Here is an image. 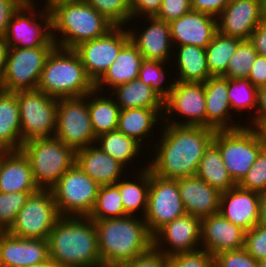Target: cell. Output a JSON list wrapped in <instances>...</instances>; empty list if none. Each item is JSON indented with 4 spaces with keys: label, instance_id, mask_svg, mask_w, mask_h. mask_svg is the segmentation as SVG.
I'll list each match as a JSON object with an SVG mask.
<instances>
[{
    "label": "cell",
    "instance_id": "cell-1",
    "mask_svg": "<svg viewBox=\"0 0 266 267\" xmlns=\"http://www.w3.org/2000/svg\"><path fill=\"white\" fill-rule=\"evenodd\" d=\"M163 129L160 144L156 143L155 157L147 165L151 172L164 179L196 175L200 160L213 142L216 130L168 123Z\"/></svg>",
    "mask_w": 266,
    "mask_h": 267
},
{
    "label": "cell",
    "instance_id": "cell-2",
    "mask_svg": "<svg viewBox=\"0 0 266 267\" xmlns=\"http://www.w3.org/2000/svg\"><path fill=\"white\" fill-rule=\"evenodd\" d=\"M49 258L59 267H99L101 257L94 220L61 216L48 238Z\"/></svg>",
    "mask_w": 266,
    "mask_h": 267
},
{
    "label": "cell",
    "instance_id": "cell-3",
    "mask_svg": "<svg viewBox=\"0 0 266 267\" xmlns=\"http://www.w3.org/2000/svg\"><path fill=\"white\" fill-rule=\"evenodd\" d=\"M102 264H121L132 261L153 246V236L144 218L124 216L94 220Z\"/></svg>",
    "mask_w": 266,
    "mask_h": 267
},
{
    "label": "cell",
    "instance_id": "cell-4",
    "mask_svg": "<svg viewBox=\"0 0 266 267\" xmlns=\"http://www.w3.org/2000/svg\"><path fill=\"white\" fill-rule=\"evenodd\" d=\"M48 8L52 38L60 48L74 49L82 42L99 38L114 26L85 0H59Z\"/></svg>",
    "mask_w": 266,
    "mask_h": 267
},
{
    "label": "cell",
    "instance_id": "cell-5",
    "mask_svg": "<svg viewBox=\"0 0 266 267\" xmlns=\"http://www.w3.org/2000/svg\"><path fill=\"white\" fill-rule=\"evenodd\" d=\"M36 89L63 99L86 96L95 89V84L73 49L56 46L46 60Z\"/></svg>",
    "mask_w": 266,
    "mask_h": 267
},
{
    "label": "cell",
    "instance_id": "cell-6",
    "mask_svg": "<svg viewBox=\"0 0 266 267\" xmlns=\"http://www.w3.org/2000/svg\"><path fill=\"white\" fill-rule=\"evenodd\" d=\"M20 150L28 158L41 189H50L76 163V151L55 136L28 140Z\"/></svg>",
    "mask_w": 266,
    "mask_h": 267
},
{
    "label": "cell",
    "instance_id": "cell-7",
    "mask_svg": "<svg viewBox=\"0 0 266 267\" xmlns=\"http://www.w3.org/2000/svg\"><path fill=\"white\" fill-rule=\"evenodd\" d=\"M213 143L219 148L224 165L236 184L243 179L265 147L258 129L251 125L216 130Z\"/></svg>",
    "mask_w": 266,
    "mask_h": 267
},
{
    "label": "cell",
    "instance_id": "cell-8",
    "mask_svg": "<svg viewBox=\"0 0 266 267\" xmlns=\"http://www.w3.org/2000/svg\"><path fill=\"white\" fill-rule=\"evenodd\" d=\"M100 185L75 163L50 188L61 216L89 217Z\"/></svg>",
    "mask_w": 266,
    "mask_h": 267
},
{
    "label": "cell",
    "instance_id": "cell-9",
    "mask_svg": "<svg viewBox=\"0 0 266 267\" xmlns=\"http://www.w3.org/2000/svg\"><path fill=\"white\" fill-rule=\"evenodd\" d=\"M24 142L55 135L58 99L38 89L16 91Z\"/></svg>",
    "mask_w": 266,
    "mask_h": 267
},
{
    "label": "cell",
    "instance_id": "cell-10",
    "mask_svg": "<svg viewBox=\"0 0 266 267\" xmlns=\"http://www.w3.org/2000/svg\"><path fill=\"white\" fill-rule=\"evenodd\" d=\"M55 47L9 48L0 90L16 92L36 89L46 60Z\"/></svg>",
    "mask_w": 266,
    "mask_h": 267
},
{
    "label": "cell",
    "instance_id": "cell-11",
    "mask_svg": "<svg viewBox=\"0 0 266 267\" xmlns=\"http://www.w3.org/2000/svg\"><path fill=\"white\" fill-rule=\"evenodd\" d=\"M61 215L51 189H39L30 194L7 231L19 238L46 239Z\"/></svg>",
    "mask_w": 266,
    "mask_h": 267
},
{
    "label": "cell",
    "instance_id": "cell-12",
    "mask_svg": "<svg viewBox=\"0 0 266 267\" xmlns=\"http://www.w3.org/2000/svg\"><path fill=\"white\" fill-rule=\"evenodd\" d=\"M34 5H36L34 2L23 3L13 14L4 36L9 48L56 46L52 38L51 14L49 8L44 6L43 11L38 10V15L35 14ZM26 13H28V15ZM39 18H42V21H37Z\"/></svg>",
    "mask_w": 266,
    "mask_h": 267
},
{
    "label": "cell",
    "instance_id": "cell-13",
    "mask_svg": "<svg viewBox=\"0 0 266 267\" xmlns=\"http://www.w3.org/2000/svg\"><path fill=\"white\" fill-rule=\"evenodd\" d=\"M54 136L75 151L96 144L97 137L91 126L88 109V94L58 99Z\"/></svg>",
    "mask_w": 266,
    "mask_h": 267
},
{
    "label": "cell",
    "instance_id": "cell-14",
    "mask_svg": "<svg viewBox=\"0 0 266 267\" xmlns=\"http://www.w3.org/2000/svg\"><path fill=\"white\" fill-rule=\"evenodd\" d=\"M186 214L177 179H164L150 170L147 211L144 221L154 236L162 227Z\"/></svg>",
    "mask_w": 266,
    "mask_h": 267
},
{
    "label": "cell",
    "instance_id": "cell-15",
    "mask_svg": "<svg viewBox=\"0 0 266 267\" xmlns=\"http://www.w3.org/2000/svg\"><path fill=\"white\" fill-rule=\"evenodd\" d=\"M129 40L130 36L126 27L113 26L104 35L82 42L73 50L79 56L87 75L95 84L113 64L119 51Z\"/></svg>",
    "mask_w": 266,
    "mask_h": 267
},
{
    "label": "cell",
    "instance_id": "cell-16",
    "mask_svg": "<svg viewBox=\"0 0 266 267\" xmlns=\"http://www.w3.org/2000/svg\"><path fill=\"white\" fill-rule=\"evenodd\" d=\"M205 103L203 82L173 81L169 96L164 100L165 113L162 117L167 119L164 122L168 124L206 127ZM174 112L187 119L182 120L183 122L171 120Z\"/></svg>",
    "mask_w": 266,
    "mask_h": 267
},
{
    "label": "cell",
    "instance_id": "cell-17",
    "mask_svg": "<svg viewBox=\"0 0 266 267\" xmlns=\"http://www.w3.org/2000/svg\"><path fill=\"white\" fill-rule=\"evenodd\" d=\"M266 18V4L260 0H230L217 17L218 32L242 40Z\"/></svg>",
    "mask_w": 266,
    "mask_h": 267
},
{
    "label": "cell",
    "instance_id": "cell-18",
    "mask_svg": "<svg viewBox=\"0 0 266 267\" xmlns=\"http://www.w3.org/2000/svg\"><path fill=\"white\" fill-rule=\"evenodd\" d=\"M153 246L167 257L201 249V219L187 213L174 219L153 236Z\"/></svg>",
    "mask_w": 266,
    "mask_h": 267
},
{
    "label": "cell",
    "instance_id": "cell-19",
    "mask_svg": "<svg viewBox=\"0 0 266 267\" xmlns=\"http://www.w3.org/2000/svg\"><path fill=\"white\" fill-rule=\"evenodd\" d=\"M245 230L216 213L201 219V249L213 256L244 248Z\"/></svg>",
    "mask_w": 266,
    "mask_h": 267
},
{
    "label": "cell",
    "instance_id": "cell-20",
    "mask_svg": "<svg viewBox=\"0 0 266 267\" xmlns=\"http://www.w3.org/2000/svg\"><path fill=\"white\" fill-rule=\"evenodd\" d=\"M169 25L174 47L194 45L206 48L218 32L216 17L194 10L169 22Z\"/></svg>",
    "mask_w": 266,
    "mask_h": 267
},
{
    "label": "cell",
    "instance_id": "cell-21",
    "mask_svg": "<svg viewBox=\"0 0 266 267\" xmlns=\"http://www.w3.org/2000/svg\"><path fill=\"white\" fill-rule=\"evenodd\" d=\"M261 194L235 187L221 192L219 213L228 221L249 231L258 224Z\"/></svg>",
    "mask_w": 266,
    "mask_h": 267
},
{
    "label": "cell",
    "instance_id": "cell-22",
    "mask_svg": "<svg viewBox=\"0 0 266 267\" xmlns=\"http://www.w3.org/2000/svg\"><path fill=\"white\" fill-rule=\"evenodd\" d=\"M48 259L46 239L19 238L0 232V267H26Z\"/></svg>",
    "mask_w": 266,
    "mask_h": 267
},
{
    "label": "cell",
    "instance_id": "cell-23",
    "mask_svg": "<svg viewBox=\"0 0 266 267\" xmlns=\"http://www.w3.org/2000/svg\"><path fill=\"white\" fill-rule=\"evenodd\" d=\"M150 22L140 33H135L128 28L130 41L141 52L145 60L170 62V51L174 48L171 40L170 25L164 20L153 17H145ZM130 29V30H129Z\"/></svg>",
    "mask_w": 266,
    "mask_h": 267
},
{
    "label": "cell",
    "instance_id": "cell-24",
    "mask_svg": "<svg viewBox=\"0 0 266 267\" xmlns=\"http://www.w3.org/2000/svg\"><path fill=\"white\" fill-rule=\"evenodd\" d=\"M178 188L186 213L200 219L219 213L221 192L197 175L178 178Z\"/></svg>",
    "mask_w": 266,
    "mask_h": 267
},
{
    "label": "cell",
    "instance_id": "cell-25",
    "mask_svg": "<svg viewBox=\"0 0 266 267\" xmlns=\"http://www.w3.org/2000/svg\"><path fill=\"white\" fill-rule=\"evenodd\" d=\"M206 99V127L215 130L237 129L242 125L231 122L232 111L228 96V78L211 76L204 82ZM230 120V122H229ZM231 123V124H230ZM235 124V125H234Z\"/></svg>",
    "mask_w": 266,
    "mask_h": 267
},
{
    "label": "cell",
    "instance_id": "cell-26",
    "mask_svg": "<svg viewBox=\"0 0 266 267\" xmlns=\"http://www.w3.org/2000/svg\"><path fill=\"white\" fill-rule=\"evenodd\" d=\"M28 158L21 150L6 151L0 158V192H37Z\"/></svg>",
    "mask_w": 266,
    "mask_h": 267
},
{
    "label": "cell",
    "instance_id": "cell-27",
    "mask_svg": "<svg viewBox=\"0 0 266 267\" xmlns=\"http://www.w3.org/2000/svg\"><path fill=\"white\" fill-rule=\"evenodd\" d=\"M76 164L100 186L116 184L125 167L95 144L76 151Z\"/></svg>",
    "mask_w": 266,
    "mask_h": 267
},
{
    "label": "cell",
    "instance_id": "cell-28",
    "mask_svg": "<svg viewBox=\"0 0 266 267\" xmlns=\"http://www.w3.org/2000/svg\"><path fill=\"white\" fill-rule=\"evenodd\" d=\"M144 60L141 52L129 40L119 51L113 64L106 70L103 76L95 83V89L99 92L108 85L110 89L124 83H128L139 76V70Z\"/></svg>",
    "mask_w": 266,
    "mask_h": 267
},
{
    "label": "cell",
    "instance_id": "cell-29",
    "mask_svg": "<svg viewBox=\"0 0 266 267\" xmlns=\"http://www.w3.org/2000/svg\"><path fill=\"white\" fill-rule=\"evenodd\" d=\"M0 146L6 151L22 146L19 103L16 92L0 90Z\"/></svg>",
    "mask_w": 266,
    "mask_h": 267
},
{
    "label": "cell",
    "instance_id": "cell-30",
    "mask_svg": "<svg viewBox=\"0 0 266 267\" xmlns=\"http://www.w3.org/2000/svg\"><path fill=\"white\" fill-rule=\"evenodd\" d=\"M163 113L164 109H121L117 130L141 144L144 138L154 135L152 128L158 125L157 121L163 118Z\"/></svg>",
    "mask_w": 266,
    "mask_h": 267
},
{
    "label": "cell",
    "instance_id": "cell-31",
    "mask_svg": "<svg viewBox=\"0 0 266 267\" xmlns=\"http://www.w3.org/2000/svg\"><path fill=\"white\" fill-rule=\"evenodd\" d=\"M111 94L120 109H164V100L139 78L116 86Z\"/></svg>",
    "mask_w": 266,
    "mask_h": 267
},
{
    "label": "cell",
    "instance_id": "cell-32",
    "mask_svg": "<svg viewBox=\"0 0 266 267\" xmlns=\"http://www.w3.org/2000/svg\"><path fill=\"white\" fill-rule=\"evenodd\" d=\"M178 77L174 81L205 82L211 77L206 60L205 48L194 45L177 46Z\"/></svg>",
    "mask_w": 266,
    "mask_h": 267
},
{
    "label": "cell",
    "instance_id": "cell-33",
    "mask_svg": "<svg viewBox=\"0 0 266 267\" xmlns=\"http://www.w3.org/2000/svg\"><path fill=\"white\" fill-rule=\"evenodd\" d=\"M196 175L220 192L237 185L224 165L219 148L213 142L203 154Z\"/></svg>",
    "mask_w": 266,
    "mask_h": 267
},
{
    "label": "cell",
    "instance_id": "cell-34",
    "mask_svg": "<svg viewBox=\"0 0 266 267\" xmlns=\"http://www.w3.org/2000/svg\"><path fill=\"white\" fill-rule=\"evenodd\" d=\"M97 92L94 89L88 94L91 126L96 137L103 133L117 130L121 110L116 101H114L113 96L111 98H109L110 96H98Z\"/></svg>",
    "mask_w": 266,
    "mask_h": 267
},
{
    "label": "cell",
    "instance_id": "cell-35",
    "mask_svg": "<svg viewBox=\"0 0 266 267\" xmlns=\"http://www.w3.org/2000/svg\"><path fill=\"white\" fill-rule=\"evenodd\" d=\"M140 170L141 173L137 172V181L139 182L135 180L128 181L127 179L124 180L122 178L116 183V185L119 187L124 212L129 216H135V212H137V210L138 212L139 210H142L141 213H143V217L147 211L148 190L150 185V168L144 166V169L142 168Z\"/></svg>",
    "mask_w": 266,
    "mask_h": 267
},
{
    "label": "cell",
    "instance_id": "cell-36",
    "mask_svg": "<svg viewBox=\"0 0 266 267\" xmlns=\"http://www.w3.org/2000/svg\"><path fill=\"white\" fill-rule=\"evenodd\" d=\"M96 142L105 153L123 164L125 168L128 162L138 157L144 146L118 130L99 135Z\"/></svg>",
    "mask_w": 266,
    "mask_h": 267
},
{
    "label": "cell",
    "instance_id": "cell-37",
    "mask_svg": "<svg viewBox=\"0 0 266 267\" xmlns=\"http://www.w3.org/2000/svg\"><path fill=\"white\" fill-rule=\"evenodd\" d=\"M242 39L229 37L217 32L205 48L206 60L211 76H223L226 73L231 56Z\"/></svg>",
    "mask_w": 266,
    "mask_h": 267
},
{
    "label": "cell",
    "instance_id": "cell-38",
    "mask_svg": "<svg viewBox=\"0 0 266 267\" xmlns=\"http://www.w3.org/2000/svg\"><path fill=\"white\" fill-rule=\"evenodd\" d=\"M124 212L119 187L116 184L101 185L93 211L89 215L92 220L121 218Z\"/></svg>",
    "mask_w": 266,
    "mask_h": 267
},
{
    "label": "cell",
    "instance_id": "cell-39",
    "mask_svg": "<svg viewBox=\"0 0 266 267\" xmlns=\"http://www.w3.org/2000/svg\"><path fill=\"white\" fill-rule=\"evenodd\" d=\"M257 55L258 53L252 42L249 39L242 40L231 56L223 77L228 79H247Z\"/></svg>",
    "mask_w": 266,
    "mask_h": 267
},
{
    "label": "cell",
    "instance_id": "cell-40",
    "mask_svg": "<svg viewBox=\"0 0 266 267\" xmlns=\"http://www.w3.org/2000/svg\"><path fill=\"white\" fill-rule=\"evenodd\" d=\"M228 96L234 112L257 109V88L248 79H228Z\"/></svg>",
    "mask_w": 266,
    "mask_h": 267
},
{
    "label": "cell",
    "instance_id": "cell-41",
    "mask_svg": "<svg viewBox=\"0 0 266 267\" xmlns=\"http://www.w3.org/2000/svg\"><path fill=\"white\" fill-rule=\"evenodd\" d=\"M114 26H124L132 19L131 0H85Z\"/></svg>",
    "mask_w": 266,
    "mask_h": 267
},
{
    "label": "cell",
    "instance_id": "cell-42",
    "mask_svg": "<svg viewBox=\"0 0 266 267\" xmlns=\"http://www.w3.org/2000/svg\"><path fill=\"white\" fill-rule=\"evenodd\" d=\"M166 62L143 60L139 70L138 78L145 84L150 86L163 100L170 93L171 83L169 86L162 84L165 79L164 65ZM163 65V66H162Z\"/></svg>",
    "mask_w": 266,
    "mask_h": 267
},
{
    "label": "cell",
    "instance_id": "cell-43",
    "mask_svg": "<svg viewBox=\"0 0 266 267\" xmlns=\"http://www.w3.org/2000/svg\"><path fill=\"white\" fill-rule=\"evenodd\" d=\"M35 192H0V232H7L30 194Z\"/></svg>",
    "mask_w": 266,
    "mask_h": 267
},
{
    "label": "cell",
    "instance_id": "cell-44",
    "mask_svg": "<svg viewBox=\"0 0 266 267\" xmlns=\"http://www.w3.org/2000/svg\"><path fill=\"white\" fill-rule=\"evenodd\" d=\"M237 185L260 194L266 192V147L259 152L256 161Z\"/></svg>",
    "mask_w": 266,
    "mask_h": 267
},
{
    "label": "cell",
    "instance_id": "cell-45",
    "mask_svg": "<svg viewBox=\"0 0 266 267\" xmlns=\"http://www.w3.org/2000/svg\"><path fill=\"white\" fill-rule=\"evenodd\" d=\"M171 267H213L214 256L203 249L179 253L169 257Z\"/></svg>",
    "mask_w": 266,
    "mask_h": 267
},
{
    "label": "cell",
    "instance_id": "cell-46",
    "mask_svg": "<svg viewBox=\"0 0 266 267\" xmlns=\"http://www.w3.org/2000/svg\"><path fill=\"white\" fill-rule=\"evenodd\" d=\"M216 267H259V263L244 248L221 252L214 256Z\"/></svg>",
    "mask_w": 266,
    "mask_h": 267
},
{
    "label": "cell",
    "instance_id": "cell-47",
    "mask_svg": "<svg viewBox=\"0 0 266 267\" xmlns=\"http://www.w3.org/2000/svg\"><path fill=\"white\" fill-rule=\"evenodd\" d=\"M244 249L257 261L266 258V227L256 225L246 231Z\"/></svg>",
    "mask_w": 266,
    "mask_h": 267
},
{
    "label": "cell",
    "instance_id": "cell-48",
    "mask_svg": "<svg viewBox=\"0 0 266 267\" xmlns=\"http://www.w3.org/2000/svg\"><path fill=\"white\" fill-rule=\"evenodd\" d=\"M191 10V0H163L155 17L169 23Z\"/></svg>",
    "mask_w": 266,
    "mask_h": 267
},
{
    "label": "cell",
    "instance_id": "cell-49",
    "mask_svg": "<svg viewBox=\"0 0 266 267\" xmlns=\"http://www.w3.org/2000/svg\"><path fill=\"white\" fill-rule=\"evenodd\" d=\"M124 265L126 267H168L169 257L152 246L148 251Z\"/></svg>",
    "mask_w": 266,
    "mask_h": 267
},
{
    "label": "cell",
    "instance_id": "cell-50",
    "mask_svg": "<svg viewBox=\"0 0 266 267\" xmlns=\"http://www.w3.org/2000/svg\"><path fill=\"white\" fill-rule=\"evenodd\" d=\"M163 0H131L132 20L141 17H153L158 13ZM142 15V16H141ZM134 17V18H133Z\"/></svg>",
    "mask_w": 266,
    "mask_h": 267
},
{
    "label": "cell",
    "instance_id": "cell-51",
    "mask_svg": "<svg viewBox=\"0 0 266 267\" xmlns=\"http://www.w3.org/2000/svg\"><path fill=\"white\" fill-rule=\"evenodd\" d=\"M23 3L21 0H0V36H5L13 14Z\"/></svg>",
    "mask_w": 266,
    "mask_h": 267
},
{
    "label": "cell",
    "instance_id": "cell-52",
    "mask_svg": "<svg viewBox=\"0 0 266 267\" xmlns=\"http://www.w3.org/2000/svg\"><path fill=\"white\" fill-rule=\"evenodd\" d=\"M229 2L230 0H191V8L217 18Z\"/></svg>",
    "mask_w": 266,
    "mask_h": 267
},
{
    "label": "cell",
    "instance_id": "cell-53",
    "mask_svg": "<svg viewBox=\"0 0 266 267\" xmlns=\"http://www.w3.org/2000/svg\"><path fill=\"white\" fill-rule=\"evenodd\" d=\"M256 88L266 85V57L257 55L247 78Z\"/></svg>",
    "mask_w": 266,
    "mask_h": 267
},
{
    "label": "cell",
    "instance_id": "cell-54",
    "mask_svg": "<svg viewBox=\"0 0 266 267\" xmlns=\"http://www.w3.org/2000/svg\"><path fill=\"white\" fill-rule=\"evenodd\" d=\"M256 114L251 117L253 128H259L266 121V85L257 88Z\"/></svg>",
    "mask_w": 266,
    "mask_h": 267
},
{
    "label": "cell",
    "instance_id": "cell-55",
    "mask_svg": "<svg viewBox=\"0 0 266 267\" xmlns=\"http://www.w3.org/2000/svg\"><path fill=\"white\" fill-rule=\"evenodd\" d=\"M249 40L257 53L266 57V18L254 29Z\"/></svg>",
    "mask_w": 266,
    "mask_h": 267
},
{
    "label": "cell",
    "instance_id": "cell-56",
    "mask_svg": "<svg viewBox=\"0 0 266 267\" xmlns=\"http://www.w3.org/2000/svg\"><path fill=\"white\" fill-rule=\"evenodd\" d=\"M8 43L6 42V39L2 36H0V80L2 79L4 73H5V64L8 54Z\"/></svg>",
    "mask_w": 266,
    "mask_h": 267
},
{
    "label": "cell",
    "instance_id": "cell-57",
    "mask_svg": "<svg viewBox=\"0 0 266 267\" xmlns=\"http://www.w3.org/2000/svg\"><path fill=\"white\" fill-rule=\"evenodd\" d=\"M257 225L266 227V192L261 194L259 204V220Z\"/></svg>",
    "mask_w": 266,
    "mask_h": 267
},
{
    "label": "cell",
    "instance_id": "cell-58",
    "mask_svg": "<svg viewBox=\"0 0 266 267\" xmlns=\"http://www.w3.org/2000/svg\"><path fill=\"white\" fill-rule=\"evenodd\" d=\"M26 267H59L54 261H52L50 258L44 262L29 265Z\"/></svg>",
    "mask_w": 266,
    "mask_h": 267
},
{
    "label": "cell",
    "instance_id": "cell-59",
    "mask_svg": "<svg viewBox=\"0 0 266 267\" xmlns=\"http://www.w3.org/2000/svg\"><path fill=\"white\" fill-rule=\"evenodd\" d=\"M258 131L266 147V121L258 128Z\"/></svg>",
    "mask_w": 266,
    "mask_h": 267
},
{
    "label": "cell",
    "instance_id": "cell-60",
    "mask_svg": "<svg viewBox=\"0 0 266 267\" xmlns=\"http://www.w3.org/2000/svg\"><path fill=\"white\" fill-rule=\"evenodd\" d=\"M104 267H126L125 265L119 264H104Z\"/></svg>",
    "mask_w": 266,
    "mask_h": 267
},
{
    "label": "cell",
    "instance_id": "cell-61",
    "mask_svg": "<svg viewBox=\"0 0 266 267\" xmlns=\"http://www.w3.org/2000/svg\"><path fill=\"white\" fill-rule=\"evenodd\" d=\"M258 263L259 267H266V258L259 260Z\"/></svg>",
    "mask_w": 266,
    "mask_h": 267
},
{
    "label": "cell",
    "instance_id": "cell-62",
    "mask_svg": "<svg viewBox=\"0 0 266 267\" xmlns=\"http://www.w3.org/2000/svg\"><path fill=\"white\" fill-rule=\"evenodd\" d=\"M56 1H59V0H45L44 1V6L48 7L49 5H51L52 3L56 2Z\"/></svg>",
    "mask_w": 266,
    "mask_h": 267
},
{
    "label": "cell",
    "instance_id": "cell-63",
    "mask_svg": "<svg viewBox=\"0 0 266 267\" xmlns=\"http://www.w3.org/2000/svg\"><path fill=\"white\" fill-rule=\"evenodd\" d=\"M5 152H6V150L0 146V158L2 157V155H3Z\"/></svg>",
    "mask_w": 266,
    "mask_h": 267
},
{
    "label": "cell",
    "instance_id": "cell-64",
    "mask_svg": "<svg viewBox=\"0 0 266 267\" xmlns=\"http://www.w3.org/2000/svg\"><path fill=\"white\" fill-rule=\"evenodd\" d=\"M24 3H33L34 0H21Z\"/></svg>",
    "mask_w": 266,
    "mask_h": 267
}]
</instances>
